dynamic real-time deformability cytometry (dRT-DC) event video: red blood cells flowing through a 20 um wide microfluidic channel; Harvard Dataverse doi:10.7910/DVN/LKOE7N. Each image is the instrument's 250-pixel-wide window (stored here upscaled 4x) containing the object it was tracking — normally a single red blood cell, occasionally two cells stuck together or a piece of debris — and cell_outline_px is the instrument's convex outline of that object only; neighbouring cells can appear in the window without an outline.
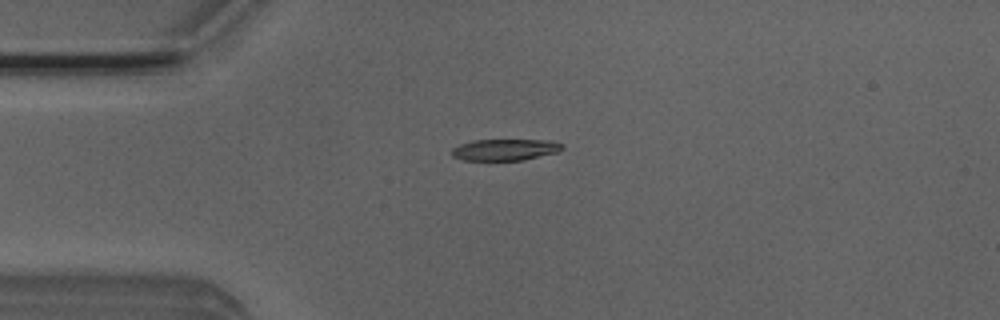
{"species": "Egyptian fruit bat (a non-hibernating species)", "species_latin": "Rousettus aegyptiacus", "temperature_condition": "room temperature", "stored_images_in_passage": 40, "camera_frame_rate_fps": 3000, "um_per_image_px": 0.085, "animal": {"sex": "male"}, "frame": {"image": 1, "passage_image": 1, "time_ms": 0.0, "image_size_px": [1000, 320], "cell_outline_px": [[564, 148], [556, 152], [524, 160], [464, 160], [452, 156], [452, 148], [460, 144], [472, 140], [544, 140], [564, 144]], "centroid_in_image_um": [42.91, 12.72], "position_along_channel_um": 42.1, "area_um2": 13.7}}
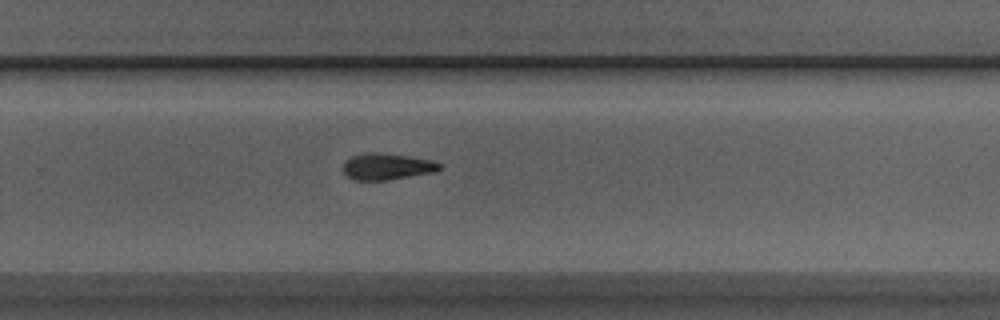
{"frame": {"image": 2, "passage_image": 22, "time_ms": 7.0, "image_size_px": [1000, 320], "cell_outline_px": [[440, 168], [436, 172], [388, 180], [352, 180], [344, 172], [344, 160], [352, 156], [368, 152], [380, 152], [408, 156], [432, 160], [440, 164]], "centroid_in_image_um": [32.88, 14.15], "position_along_channel_um": 296.9, "area_um2": 14.91}}
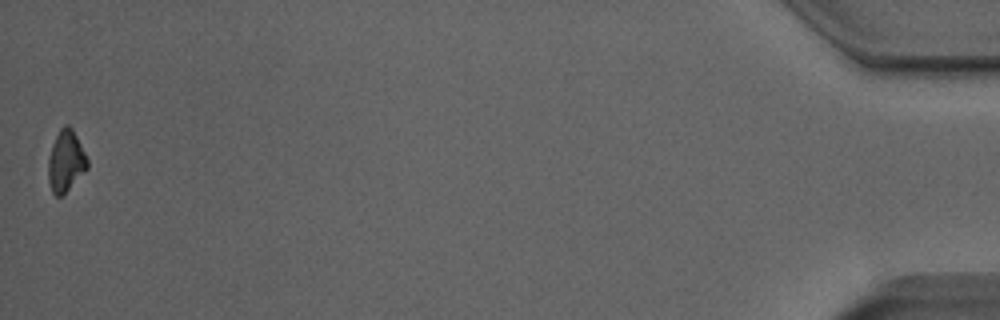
{"frame": {"image": 3, "passage_image": 40, "time_ms": 13.0, "image_size_px": [1000, 320], "cell_outline_px": [[88, 168], [60, 196], [56, 196], [52, 192], [48, 180], [48, 160], [52, 144], [60, 128], [64, 124], [68, 124], [72, 128], [88, 160]], "centroid_in_image_um": [5.58, 13.67], "position_along_channel_um": 429.6, "area_um2": 13.7}, "authors_computed_cell_mechanics": {"area_um2": 14.9124, "velocity_mm_per_s": 3.9308, "shape_relaxation_time_tau1_ms": 2.713, "shape_relaxation_time_tau2_ms": null, "deformation_change_tau1": 0.1017, "deformation_change_tau2": null}}